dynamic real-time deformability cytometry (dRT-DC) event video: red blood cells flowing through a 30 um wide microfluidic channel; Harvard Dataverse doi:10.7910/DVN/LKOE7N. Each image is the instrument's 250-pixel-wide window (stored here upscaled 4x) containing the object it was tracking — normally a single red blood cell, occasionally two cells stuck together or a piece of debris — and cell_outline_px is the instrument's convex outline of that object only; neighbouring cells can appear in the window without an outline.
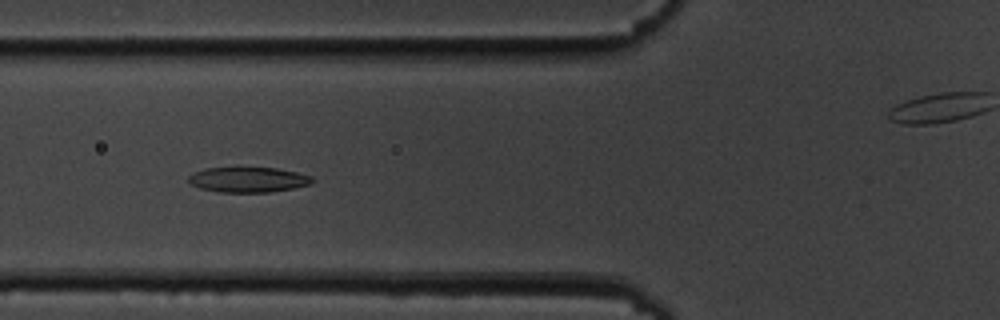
{"species": "common noctule bat (a hibernating species)", "species_latin": "Nyctalus noctula", "temperature_condition": "cold", "stored_images_in_passage": 43, "camera_frame_rate_fps": 3000, "um_per_image_px": 0.085, "animal": {"sex": "male", "body_mass_g": 19.5, "forearm_length_mm": 54.6}, "frame": {"image": 1, "passage_image": 7, "time_ms": 2.0, "image_size_px": [1000, 320], "cell_outline_px": [[316, 180], [312, 184], [292, 188], [268, 192], [220, 192], [200, 188], [192, 184], [188, 180], [188, 176], [204, 168], [236, 164], [276, 168], [296, 172], [312, 176]], "centroid_in_image_um": [21.09, 15.21], "position_along_channel_um": 104.7, "area_um2": 19.07}}
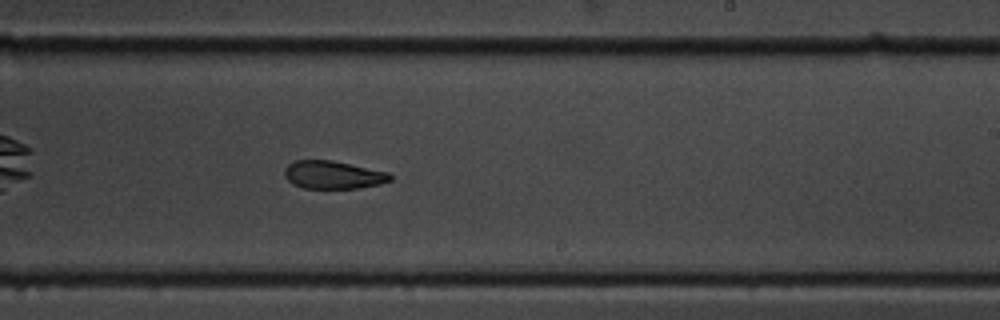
{"frame": {"image": 2, "passage_image": 20, "time_ms": 6.333, "image_size_px": [1000, 320], "cell_outline_px": [[392, 180], [380, 184], [360, 188], [304, 188], [292, 184], [284, 176], [284, 168], [292, 160], [332, 160], [388, 172], [392, 176]], "centroid_in_image_um": [28.29, 14.86], "position_along_channel_um": 260.7, "area_um2": 17.34}}
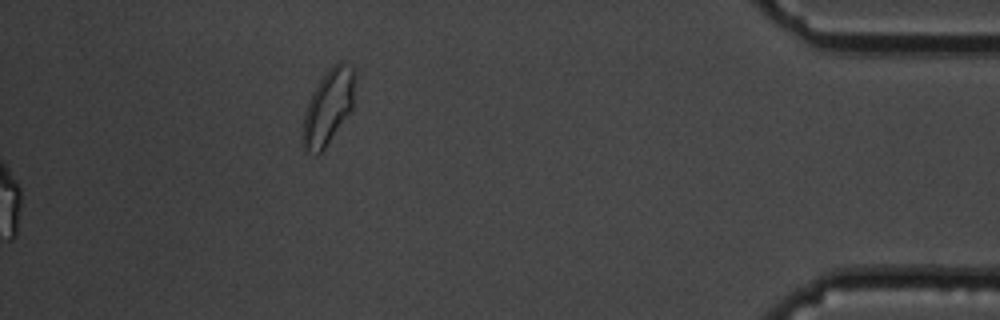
{"frame": {"image": 3, "passage_image": 43, "time_ms": 14.0, "image_size_px": [1000, 320], "cell_outline_px": [[356, 80], [352, 108], [324, 148], [316, 156], [304, 148], [300, 136], [304, 112], [308, 100], [312, 92], [328, 68], [340, 60], [356, 68]], "centroid_in_image_um": [27.89, 9.05], "position_along_channel_um": 407.3, "area_um2": 23.06}, "authors_computed_cell_mechanics": {"area_um2": 19.074, "velocity_mm_per_s": 3.6049, "shape_relaxation_time_tau1_ms": 3.4922, "shape_relaxation_time_tau2_ms": 8.189, "deformation_change_tau1": 0.1198, "deformation_change_tau2": 0.1691}}